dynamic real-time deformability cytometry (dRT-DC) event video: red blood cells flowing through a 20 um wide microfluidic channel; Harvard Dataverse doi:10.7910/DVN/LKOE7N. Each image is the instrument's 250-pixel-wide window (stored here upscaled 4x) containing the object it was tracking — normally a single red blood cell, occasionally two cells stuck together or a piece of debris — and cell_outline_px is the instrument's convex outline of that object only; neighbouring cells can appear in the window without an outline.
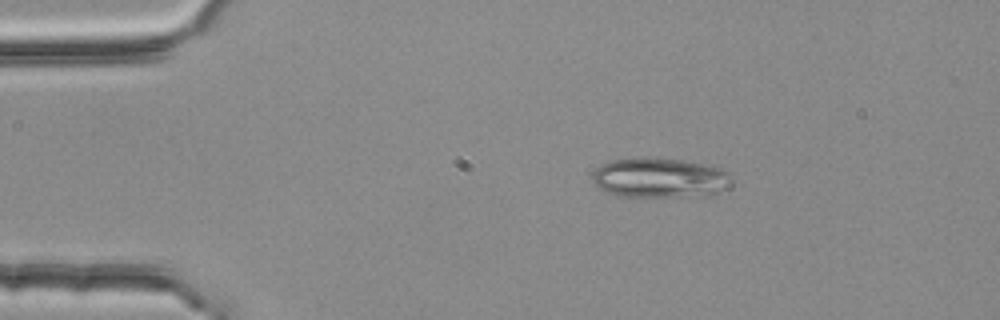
{"species": "common noctule bat (a hibernating species)", "species_latin": "Nyctalus noctula", "temperature_condition": "room temperature", "stored_images_in_passage": 2, "camera_frame_rate_fps": 3000, "um_per_image_px": 0.085, "animal": {"sex": "female", "body_mass_g": 25.1}, "frame": {"image": 1, "passage_image": 1, "time_ms": 0.0, "image_size_px": [1000, 320], "cell_outline_px": [[732, 184], [716, 192], [672, 196], [616, 196], [604, 192], [592, 180], [592, 176], [596, 168], [600, 164], [612, 160], [640, 156], [656, 156], [684, 160], [704, 164], [720, 168], [728, 172], [732, 176]], "centroid_in_image_um": [56.01, 15.06], "position_along_channel_um": 29.0, "area_um2": 32.43}}